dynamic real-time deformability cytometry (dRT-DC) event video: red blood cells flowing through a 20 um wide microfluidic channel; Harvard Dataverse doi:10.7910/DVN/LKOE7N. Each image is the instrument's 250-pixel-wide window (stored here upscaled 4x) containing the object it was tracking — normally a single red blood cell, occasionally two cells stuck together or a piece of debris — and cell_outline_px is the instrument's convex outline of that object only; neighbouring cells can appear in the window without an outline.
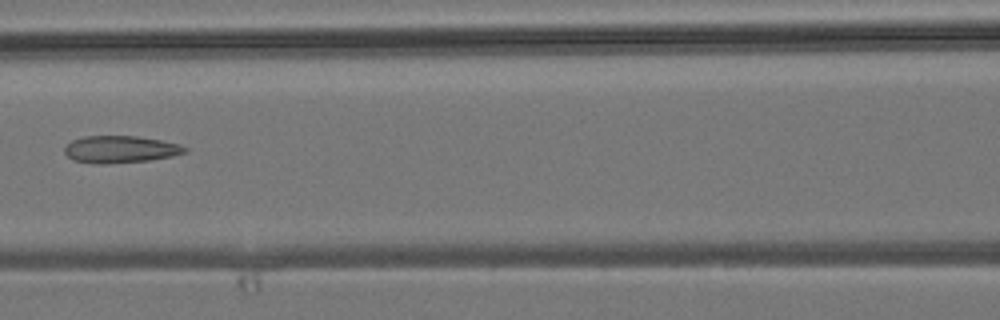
{"species": "common noctule bat (a hibernating species)", "species_latin": "Nyctalus noctula", "temperature_condition": "room temperature", "stored_images_in_passage": 6, "camera_frame_rate_fps": 3000, "um_per_image_px": 0.085, "animal": {"sex": "male", "body_mass_g": 19.2, "forearm_length_mm": 51.8}, "frame": {"image": 1, "passage_image": 6, "time_ms": 5.667, "image_size_px": [1000, 320], "cell_outline_px": [[188, 148], [184, 152], [172, 156], [148, 160], [104, 164], [100, 164], [72, 160], [64, 152], [64, 148], [72, 140], [84, 136], [136, 136], [160, 140], [180, 144]], "centroid_in_image_um": [10.2, 12.69], "position_along_channel_um": 156.4, "area_um2": 18.84}}